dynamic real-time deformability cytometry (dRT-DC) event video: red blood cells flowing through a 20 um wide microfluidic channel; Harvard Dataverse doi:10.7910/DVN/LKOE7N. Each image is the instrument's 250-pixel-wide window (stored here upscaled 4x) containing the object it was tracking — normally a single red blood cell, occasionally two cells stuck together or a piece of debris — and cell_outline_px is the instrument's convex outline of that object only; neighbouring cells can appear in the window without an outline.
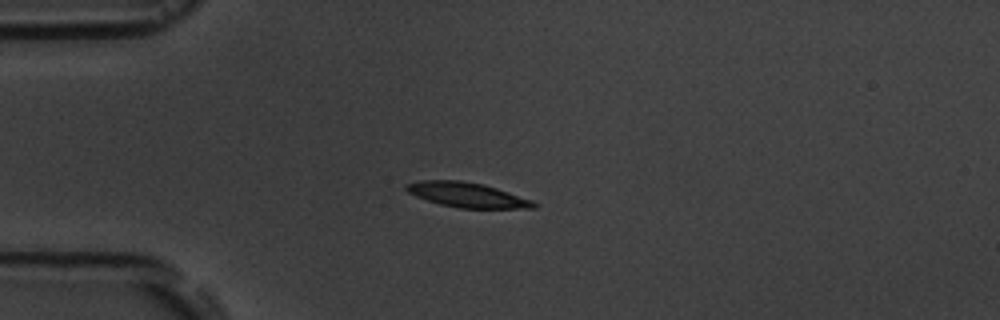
{"species": "common noctule bat (a hibernating species)", "species_latin": "Nyctalus noctula", "temperature_condition": "room temperature", "stored_images_in_passage": 9, "camera_frame_rate_fps": 3000, "um_per_image_px": 0.085, "animal": {"sex": "male", "body_mass_g": 19.5, "forearm_length_mm": 54.6}, "frame": {"image": 1, "passage_image": 2, "time_ms": 1.0, "image_size_px": [1000, 320], "cell_outline_px": [[540, 204], [536, 208], [460, 208], [440, 204], [416, 196], [408, 192], [404, 188], [404, 184], [420, 180], [460, 180], [484, 184], [532, 200]], "centroid_in_image_um": [39.7, 16.56], "position_along_channel_um": 45.3, "area_um2": 18.44}}
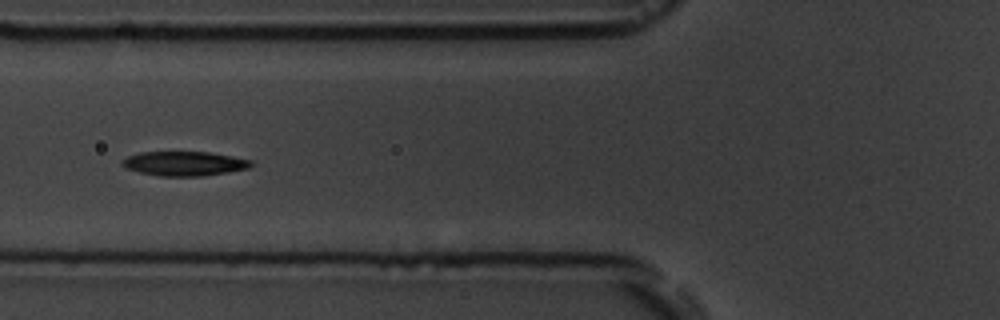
{"frame": {"image": 2, "passage_image": 4, "time_ms": 3.333, "image_size_px": [1000, 320], "cell_outline_px": [[252, 164], [248, 168], [228, 172], [204, 176], [160, 176], [140, 172], [124, 168], [120, 164], [120, 160], [128, 156], [140, 152], [208, 152], [232, 156], [252, 160]], "centroid_in_image_um": [15.62, 13.9], "position_along_channel_um": 110.2, "area_um2": 18.38}}
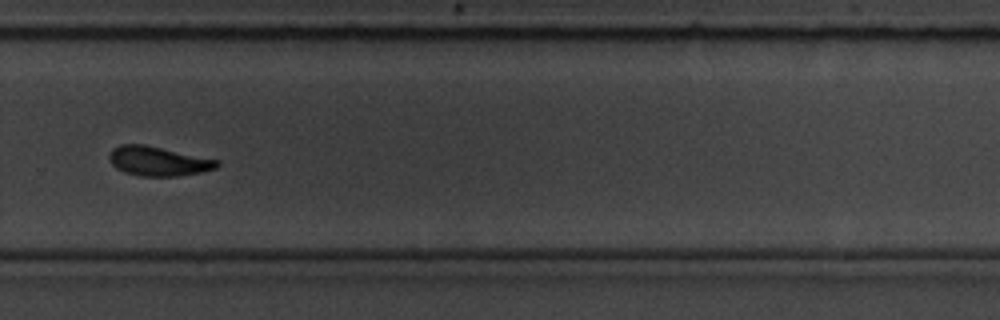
{"frame": {"image": 3, "passage_image": 9, "time_ms": 9.0, "image_size_px": [1000, 320], "cell_outline_px": [[220, 164], [216, 168], [200, 172], [176, 176], [140, 176], [124, 172], [116, 168], [108, 160], [108, 152], [112, 148], [120, 144], [144, 144], [220, 160]], "centroid_in_image_um": [13.41, 13.69], "position_along_channel_um": 316.4, "area_um2": 18.61}}